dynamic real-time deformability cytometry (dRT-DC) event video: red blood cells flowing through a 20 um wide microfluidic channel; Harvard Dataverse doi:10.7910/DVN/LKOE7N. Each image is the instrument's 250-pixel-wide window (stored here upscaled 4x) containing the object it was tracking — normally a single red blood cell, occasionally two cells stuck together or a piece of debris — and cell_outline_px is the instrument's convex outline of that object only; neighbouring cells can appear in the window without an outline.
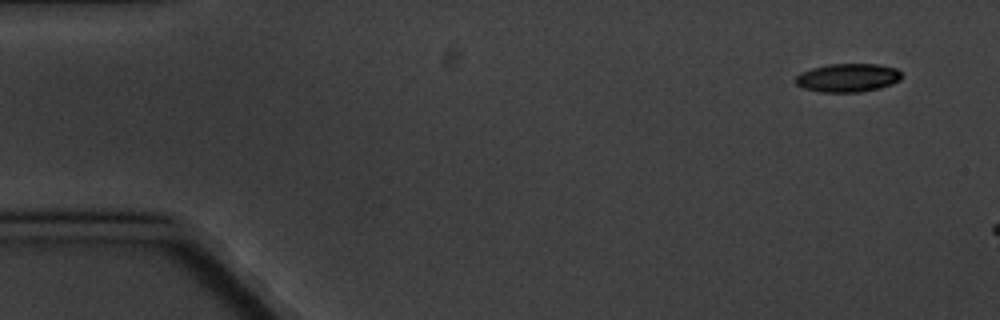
{"species": "common noctule bat (a hibernating species)", "species_latin": "Nyctalus noctula", "temperature_condition": "cold", "stored_images_in_passage": 3, "camera_frame_rate_fps": 3000, "um_per_image_px": 0.085, "animal": {"sex": "male", "body_mass_g": 20.1, "forearm_length_mm": 53.5}, "frame": {"image": 1, "passage_image": 1, "time_ms": 0.0, "image_size_px": [1000, 320], "cell_outline_px": [[900, 80], [892, 84], [880, 88], [860, 92], [820, 92], [804, 88], [796, 84], [796, 76], [800, 72], [812, 68], [828, 64], [880, 64], [896, 68], [900, 72]], "centroid_in_image_um": [72.06, 6.6], "position_along_channel_um": 12.9, "area_um2": 17.63}}